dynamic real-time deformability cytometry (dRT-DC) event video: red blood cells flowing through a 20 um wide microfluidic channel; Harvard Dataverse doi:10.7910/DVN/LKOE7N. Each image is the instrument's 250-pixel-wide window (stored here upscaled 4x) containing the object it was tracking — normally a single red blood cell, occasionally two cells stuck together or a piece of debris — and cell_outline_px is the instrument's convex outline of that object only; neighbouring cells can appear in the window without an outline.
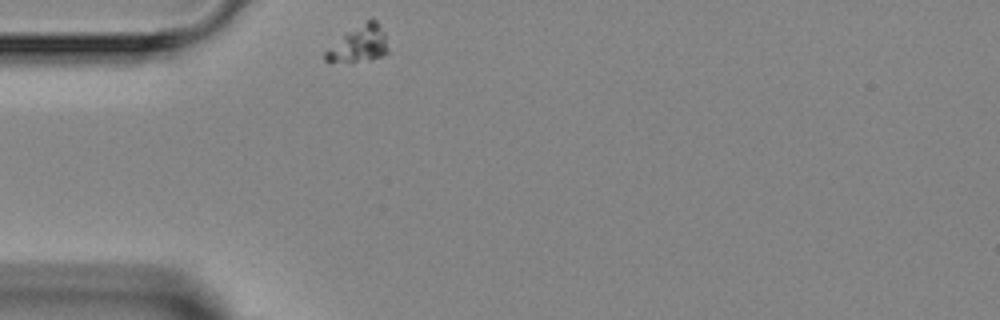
{"species": "Egyptian fruit bat (a non-hibernating species)", "species_latin": "Rousettus aegyptiacus", "temperature_condition": "room temperature", "stored_images_in_passage": 2, "camera_frame_rate_fps": 3000, "um_per_image_px": 0.085, "animal": {"sex": "female"}, "frame": {"image": 1, "passage_image": 1, "time_ms": 0.0, "image_size_px": [1000, 320], "cell_outline_px": [[388, 52], [384, 56], [328, 64], [324, 60], [324, 52], [344, 32], [368, 20], [376, 20], [384, 32], [388, 48]], "centroid_in_image_um": [30.46, 3.74], "position_along_channel_um": 54.5, "area_um2": 13.24}}